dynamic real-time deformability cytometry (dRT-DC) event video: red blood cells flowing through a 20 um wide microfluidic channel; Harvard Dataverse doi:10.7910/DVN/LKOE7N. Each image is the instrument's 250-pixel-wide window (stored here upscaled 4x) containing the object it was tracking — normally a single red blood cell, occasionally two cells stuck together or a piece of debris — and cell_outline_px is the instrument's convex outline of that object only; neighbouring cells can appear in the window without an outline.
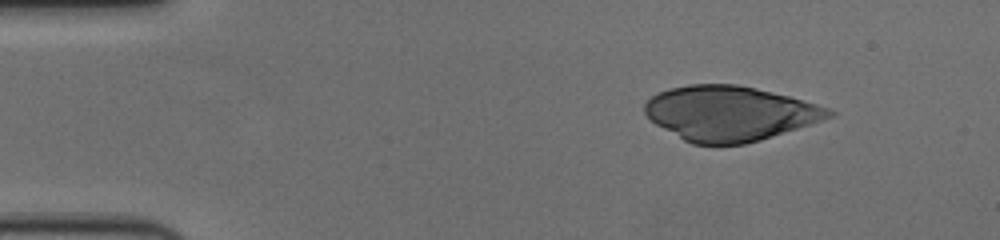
{"species": "human", "species_latin": "Homo sapiens", "temperature_condition": "cold", "stored_images_in_passage": 49, "camera_frame_rate_fps": 3000, "um_per_image_px": 0.085, "donor": {"sex": "female"}, "frame": {"image": 1, "passage_image": 1, "time_ms": 0.0, "image_size_px": [1000, 240], "cell_outline_px": [[836, 116], [760, 140], [744, 144], [692, 144], [684, 140], [656, 124], [644, 112], [644, 104], [652, 96], [668, 88], [688, 84], [736, 84], [756, 88], [788, 96], [816, 104], [828, 108], [836, 112]], "centroid_in_image_um": [62.03, 9.63], "position_along_channel_um": 23.0, "area_um2": 58.49}}